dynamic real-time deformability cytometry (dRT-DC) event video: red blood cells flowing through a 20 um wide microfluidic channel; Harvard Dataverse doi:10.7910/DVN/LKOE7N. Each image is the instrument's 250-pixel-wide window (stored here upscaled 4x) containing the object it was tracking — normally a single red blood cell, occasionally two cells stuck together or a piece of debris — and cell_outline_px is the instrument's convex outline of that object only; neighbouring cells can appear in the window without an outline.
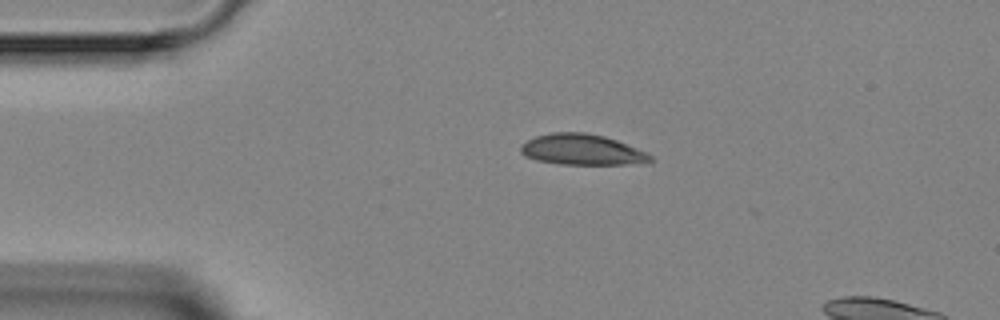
{"species": "Egyptian fruit bat (a non-hibernating species)", "species_latin": "Rousettus aegyptiacus", "temperature_condition": "room temperature", "stored_images_in_passage": 2, "segment_of_instrument_passage": [1, 2], "camera_frame_rate_fps": 3000, "um_per_image_px": 0.085, "animal": {"sex": "female"}, "frame": {"image": 1, "passage_image": 1, "time_ms": 0.0, "image_size_px": [1000, 320], "cell_outline_px": [[656, 160], [652, 164], [560, 164], [536, 160], [524, 156], [520, 152], [520, 144], [536, 136], [552, 132], [584, 132], [604, 136], [616, 140], [648, 152]], "centroid_in_image_um": [49.53, 12.73], "position_along_channel_um": 35.5, "area_um2": 23.64}}